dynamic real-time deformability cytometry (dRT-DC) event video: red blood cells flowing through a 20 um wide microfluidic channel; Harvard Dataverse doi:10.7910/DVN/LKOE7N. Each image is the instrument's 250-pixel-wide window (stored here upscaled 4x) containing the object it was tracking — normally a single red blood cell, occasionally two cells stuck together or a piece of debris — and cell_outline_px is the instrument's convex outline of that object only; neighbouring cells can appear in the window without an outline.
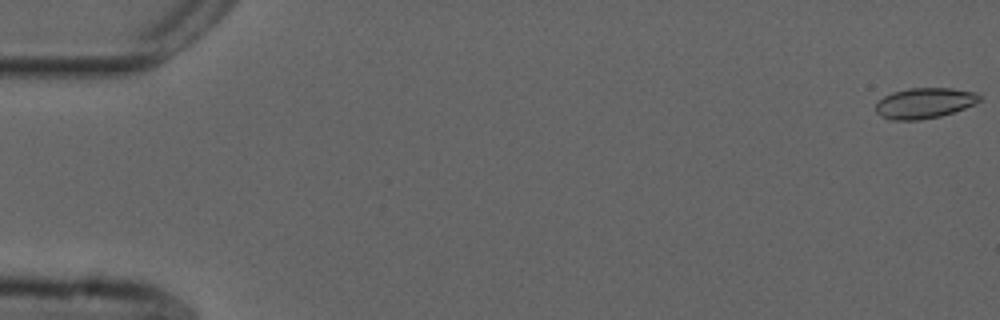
{"species": "common noctule bat (a hibernating species)", "species_latin": "Nyctalus noctula", "temperature_condition": "cold", "stored_images_in_passage": 21, "camera_frame_rate_fps": 3000, "um_per_image_px": 0.085, "animal": {"sex": "male", "forearm_length_mm": 52.5}, "frame": {"image": 1, "passage_image": 1, "time_ms": 0.0, "image_size_px": [1000, 320], "cell_outline_px": [[980, 100], [964, 108], [940, 116], [920, 120], [888, 120], [876, 112], [876, 100], [892, 92], [908, 88], [952, 88], [976, 92], [980, 96]], "centroid_in_image_um": [78.53, 8.76], "position_along_channel_um": 6.5, "area_um2": 18.5}}
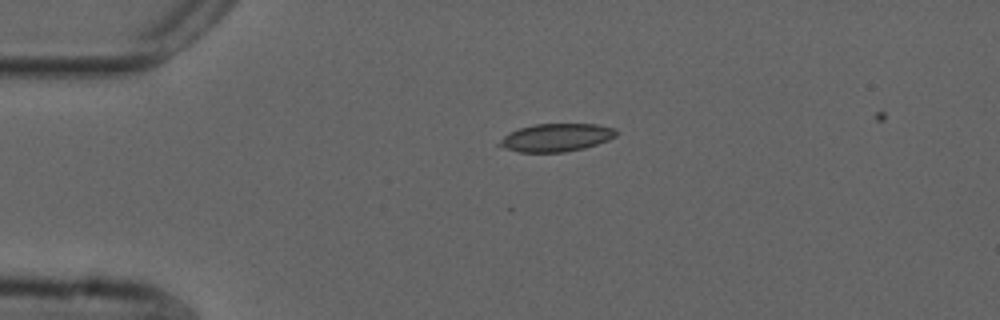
{"frame": {"image": 2, "passage_image": 13, "time_ms": 4.0, "image_size_px": [1000, 320], "cell_outline_px": [[616, 136], [608, 140], [584, 148], [564, 152], [520, 152], [496, 144], [508, 132], [520, 128], [536, 124], [596, 124], [616, 128]], "centroid_in_image_um": [47.29, 11.68], "position_along_channel_um": 37.7, "area_um2": 18.84}}
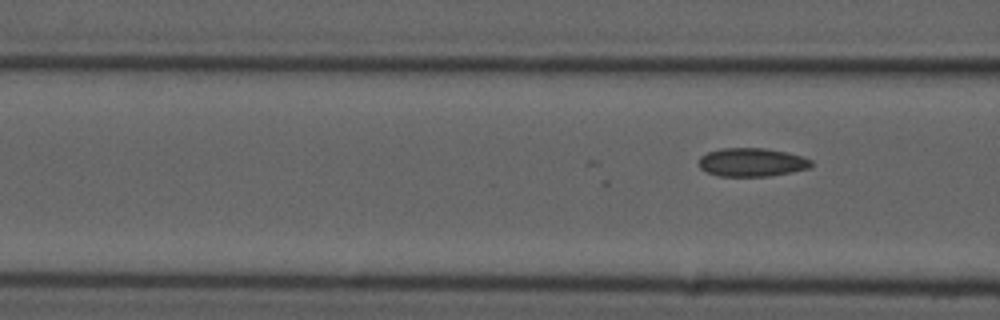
{"frame": {"image": 3, "passage_image": 21, "time_ms": 6.667, "image_size_px": [1000, 320], "cell_outline_px": [[812, 168], [792, 172], [768, 176], [720, 176], [708, 172], [700, 168], [700, 156], [708, 152], [720, 148], [764, 148], [788, 152], [804, 156], [812, 160]], "centroid_in_image_um": [63.96, 13.78], "position_along_channel_um": 102.6, "area_um2": 18.79}}